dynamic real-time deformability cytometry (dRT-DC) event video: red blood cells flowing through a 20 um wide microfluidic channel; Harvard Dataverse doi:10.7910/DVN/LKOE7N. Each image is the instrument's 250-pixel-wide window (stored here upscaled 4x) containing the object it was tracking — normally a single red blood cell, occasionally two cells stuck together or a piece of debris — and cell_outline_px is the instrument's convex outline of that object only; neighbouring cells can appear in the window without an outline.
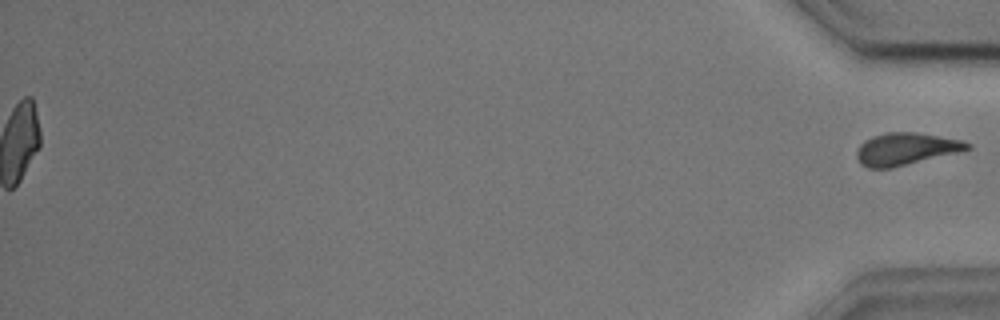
{"species": "common noctule bat (a hibernating species)", "species_latin": "Nyctalus noctula", "temperature_condition": "cold", "stored_images_in_passage": 53, "segment_of_instrument_passage": [2, 2], "camera_frame_rate_fps": 3000, "um_per_image_px": 0.085, "animal": {"sex": "male", "body_mass_g": 17.9, "forearm_length_mm": 54.2}, "frame": {"image": 1, "passage_image": 53, "time_ms": 17.333, "image_size_px": [1000, 320], "cell_outline_px": [[972, 148], [960, 152], [892, 168], [868, 168], [860, 164], [856, 156], [856, 152], [860, 144], [864, 140], [872, 136], [888, 132], [916, 132], [964, 140], [972, 144]], "centroid_in_image_um": [77.01, 12.66], "position_along_channel_um": 358.2, "area_um2": 21.04}}